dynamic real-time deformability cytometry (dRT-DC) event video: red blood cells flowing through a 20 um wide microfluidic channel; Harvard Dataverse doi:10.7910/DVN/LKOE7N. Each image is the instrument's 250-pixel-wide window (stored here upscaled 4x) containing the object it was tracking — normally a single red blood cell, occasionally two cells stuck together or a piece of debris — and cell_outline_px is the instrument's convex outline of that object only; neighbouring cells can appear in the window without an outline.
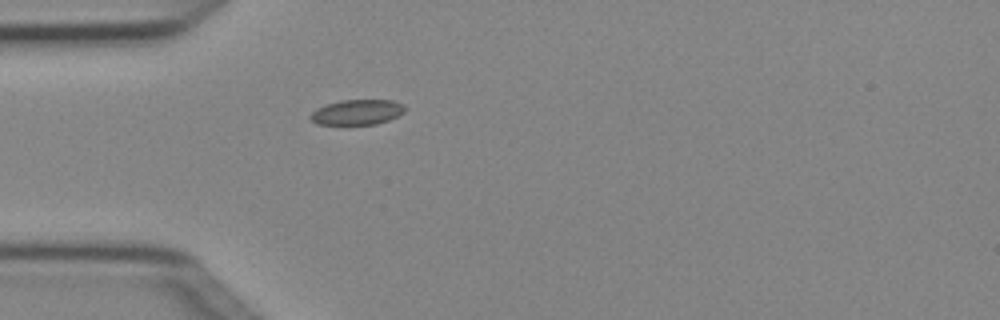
{"species": "Egyptian fruit bat (a non-hibernating species)", "species_latin": "Rousettus aegyptiacus", "temperature_condition": "cold", "stored_images_in_passage": 4, "camera_frame_rate_fps": 3000, "um_per_image_px": 0.085, "animal": {"sex": "female"}, "frame": {"image": 1, "passage_image": 4, "time_ms": 1.0, "image_size_px": [1000, 320], "cell_outline_px": [[408, 108], [404, 112], [388, 120], [376, 124], [316, 124], [308, 116], [316, 108], [340, 100], [392, 100], [404, 104]], "centroid_in_image_um": [30.37, 9.52], "position_along_channel_um": 54.6, "area_um2": 13.87}}